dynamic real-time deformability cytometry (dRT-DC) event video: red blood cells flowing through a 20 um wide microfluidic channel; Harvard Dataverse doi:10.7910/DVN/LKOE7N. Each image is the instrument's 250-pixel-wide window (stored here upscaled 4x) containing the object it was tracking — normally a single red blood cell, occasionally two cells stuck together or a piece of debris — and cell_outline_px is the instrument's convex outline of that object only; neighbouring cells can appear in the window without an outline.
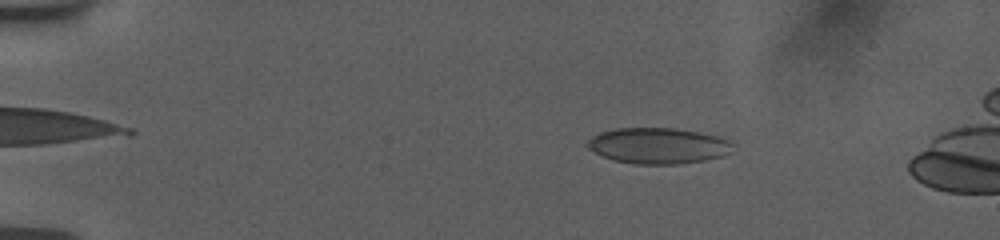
{"species": "human", "species_latin": "Homo sapiens", "temperature_condition": "room temperature", "stored_images_in_passage": 36, "camera_frame_rate_fps": 3000, "um_per_image_px": 0.085, "donor": {"sex": "female"}, "frame": {"image": 1, "passage_image": 11, "time_ms": 1.333, "image_size_px": [1000, 240], "cell_outline_px": [[728, 144], [720, 156], [700, 160], [676, 164], [636, 164], [616, 160], [604, 156], [588, 148], [584, 144], [588, 140], [600, 132], [620, 128], [668, 128], [692, 132], [712, 136], [724, 140]], "centroid_in_image_um": [55.74, 12.39], "position_along_channel_um": 29.3, "area_um2": 28.84}}
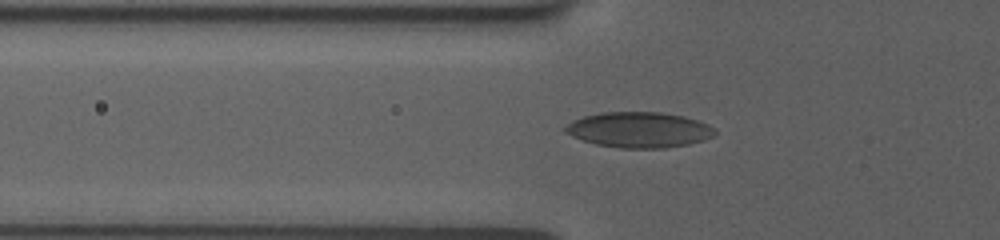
{"frame": {"image": 2, "passage_image": 31, "time_ms": 4.667, "image_size_px": [1000, 240], "cell_outline_px": [[716, 132], [712, 136], [688, 144], [664, 148], [620, 148], [596, 144], [572, 136], [564, 132], [564, 128], [572, 120], [584, 116], [604, 112], [660, 112], [680, 116], [696, 120], [712, 128]], "centroid_in_image_um": [54.25, 11.03], "position_along_channel_um": 71.5, "area_um2": 30.46}}
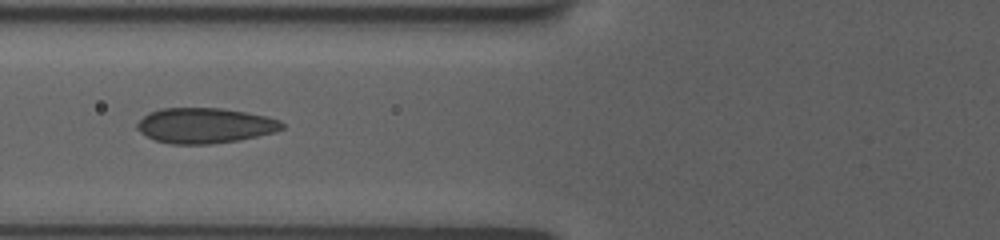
{"frame": {"image": 3, "passage_image": 35, "time_ms": 5.667, "image_size_px": [1000, 240], "cell_outline_px": [[284, 128], [272, 132], [256, 136], [236, 140], [208, 144], [172, 144], [156, 140], [140, 132], [136, 128], [136, 124], [144, 116], [152, 112], [164, 108], [220, 108], [244, 112], [264, 116], [280, 120], [284, 124]], "centroid_in_image_um": [17.4, 10.67], "position_along_channel_um": 108.4, "area_um2": 29.3}}